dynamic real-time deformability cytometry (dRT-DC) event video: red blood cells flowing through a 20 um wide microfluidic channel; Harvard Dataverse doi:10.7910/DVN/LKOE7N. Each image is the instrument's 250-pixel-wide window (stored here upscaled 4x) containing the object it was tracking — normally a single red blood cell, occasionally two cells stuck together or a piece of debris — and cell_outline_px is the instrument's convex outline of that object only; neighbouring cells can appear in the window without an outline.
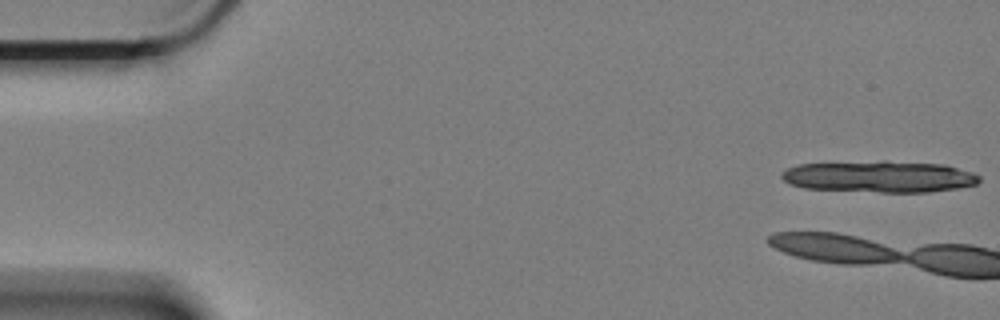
{"species": "Egyptian fruit bat (a non-hibernating species)", "species_latin": "Rousettus aegyptiacus", "temperature_condition": "cold", "stored_images_in_passage": 4, "camera_frame_rate_fps": 3000, "um_per_image_px": 0.085, "animal": {"sex": "female"}, "frame": {"image": 1, "passage_image": 1, "time_ms": 0.0, "image_size_px": [1000, 320], "cell_outline_px": [[980, 180], [976, 184], [956, 188], [928, 192], [880, 192], [804, 188], [792, 184], [784, 180], [780, 176], [788, 168], [796, 164], [884, 160], [944, 164], [972, 172], [980, 176]], "centroid_in_image_um": [74.76, 15.0], "position_along_channel_um": 10.2, "area_um2": 36.47}}